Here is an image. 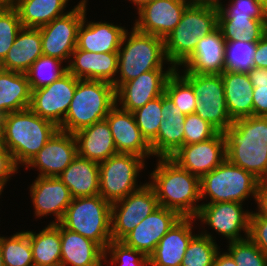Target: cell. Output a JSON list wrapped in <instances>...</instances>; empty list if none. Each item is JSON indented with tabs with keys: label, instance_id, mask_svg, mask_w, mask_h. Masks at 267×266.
Listing matches in <instances>:
<instances>
[{
	"label": "cell",
	"instance_id": "obj_1",
	"mask_svg": "<svg viewBox=\"0 0 267 266\" xmlns=\"http://www.w3.org/2000/svg\"><path fill=\"white\" fill-rule=\"evenodd\" d=\"M223 134L226 159L260 182L267 181V117L237 119Z\"/></svg>",
	"mask_w": 267,
	"mask_h": 266
},
{
	"label": "cell",
	"instance_id": "obj_2",
	"mask_svg": "<svg viewBox=\"0 0 267 266\" xmlns=\"http://www.w3.org/2000/svg\"><path fill=\"white\" fill-rule=\"evenodd\" d=\"M59 130L30 108L0 118L2 145L10 152L15 165H26Z\"/></svg>",
	"mask_w": 267,
	"mask_h": 266
},
{
	"label": "cell",
	"instance_id": "obj_3",
	"mask_svg": "<svg viewBox=\"0 0 267 266\" xmlns=\"http://www.w3.org/2000/svg\"><path fill=\"white\" fill-rule=\"evenodd\" d=\"M159 206L176 211L181 217H195L201 200L200 178L180 167L170 157H159L156 169L150 174Z\"/></svg>",
	"mask_w": 267,
	"mask_h": 266
},
{
	"label": "cell",
	"instance_id": "obj_4",
	"mask_svg": "<svg viewBox=\"0 0 267 266\" xmlns=\"http://www.w3.org/2000/svg\"><path fill=\"white\" fill-rule=\"evenodd\" d=\"M218 27V6L193 0L178 25L164 38L168 62L176 69L193 53L199 39Z\"/></svg>",
	"mask_w": 267,
	"mask_h": 266
},
{
	"label": "cell",
	"instance_id": "obj_5",
	"mask_svg": "<svg viewBox=\"0 0 267 266\" xmlns=\"http://www.w3.org/2000/svg\"><path fill=\"white\" fill-rule=\"evenodd\" d=\"M115 104L113 84L80 79L59 130L74 134L96 122L105 120Z\"/></svg>",
	"mask_w": 267,
	"mask_h": 266
},
{
	"label": "cell",
	"instance_id": "obj_6",
	"mask_svg": "<svg viewBox=\"0 0 267 266\" xmlns=\"http://www.w3.org/2000/svg\"><path fill=\"white\" fill-rule=\"evenodd\" d=\"M130 33L128 36V31L125 32L118 50L117 72H120V79L113 82L115 91L142 73L162 69L164 60L168 62L163 38L139 32L134 27Z\"/></svg>",
	"mask_w": 267,
	"mask_h": 266
},
{
	"label": "cell",
	"instance_id": "obj_7",
	"mask_svg": "<svg viewBox=\"0 0 267 266\" xmlns=\"http://www.w3.org/2000/svg\"><path fill=\"white\" fill-rule=\"evenodd\" d=\"M60 224L96 242L105 251L112 241L111 203L99 194L73 198Z\"/></svg>",
	"mask_w": 267,
	"mask_h": 266
},
{
	"label": "cell",
	"instance_id": "obj_8",
	"mask_svg": "<svg viewBox=\"0 0 267 266\" xmlns=\"http://www.w3.org/2000/svg\"><path fill=\"white\" fill-rule=\"evenodd\" d=\"M259 183L251 173L225 159L200 178V195L201 199L209 195L208 203H242L249 195L255 198Z\"/></svg>",
	"mask_w": 267,
	"mask_h": 266
},
{
	"label": "cell",
	"instance_id": "obj_9",
	"mask_svg": "<svg viewBox=\"0 0 267 266\" xmlns=\"http://www.w3.org/2000/svg\"><path fill=\"white\" fill-rule=\"evenodd\" d=\"M144 165L143 157L131 153H117L100 162L99 195L112 204L138 190L136 178Z\"/></svg>",
	"mask_w": 267,
	"mask_h": 266
},
{
	"label": "cell",
	"instance_id": "obj_10",
	"mask_svg": "<svg viewBox=\"0 0 267 266\" xmlns=\"http://www.w3.org/2000/svg\"><path fill=\"white\" fill-rule=\"evenodd\" d=\"M183 77L192 85L197 97L195 114L223 133L233 121L226 106L222 76L193 74L185 70Z\"/></svg>",
	"mask_w": 267,
	"mask_h": 266
},
{
	"label": "cell",
	"instance_id": "obj_11",
	"mask_svg": "<svg viewBox=\"0 0 267 266\" xmlns=\"http://www.w3.org/2000/svg\"><path fill=\"white\" fill-rule=\"evenodd\" d=\"M158 207V199L153 188L148 183L140 185L138 190L130 193L124 199L112 203V240L121 241Z\"/></svg>",
	"mask_w": 267,
	"mask_h": 266
},
{
	"label": "cell",
	"instance_id": "obj_12",
	"mask_svg": "<svg viewBox=\"0 0 267 266\" xmlns=\"http://www.w3.org/2000/svg\"><path fill=\"white\" fill-rule=\"evenodd\" d=\"M86 0H82L72 11L40 27L43 55L60 60L71 58L77 47L78 29L86 13Z\"/></svg>",
	"mask_w": 267,
	"mask_h": 266
},
{
	"label": "cell",
	"instance_id": "obj_13",
	"mask_svg": "<svg viewBox=\"0 0 267 266\" xmlns=\"http://www.w3.org/2000/svg\"><path fill=\"white\" fill-rule=\"evenodd\" d=\"M79 80L67 71L50 85L32 90L29 108L41 118L60 127Z\"/></svg>",
	"mask_w": 267,
	"mask_h": 266
},
{
	"label": "cell",
	"instance_id": "obj_14",
	"mask_svg": "<svg viewBox=\"0 0 267 266\" xmlns=\"http://www.w3.org/2000/svg\"><path fill=\"white\" fill-rule=\"evenodd\" d=\"M170 158L183 169L201 178L226 159L224 134L218 132L207 141L183 145Z\"/></svg>",
	"mask_w": 267,
	"mask_h": 266
},
{
	"label": "cell",
	"instance_id": "obj_15",
	"mask_svg": "<svg viewBox=\"0 0 267 266\" xmlns=\"http://www.w3.org/2000/svg\"><path fill=\"white\" fill-rule=\"evenodd\" d=\"M238 202H218L201 204L195 218L227 237L229 241L243 240L239 234L243 230L249 235L251 212H244ZM240 235V236H239Z\"/></svg>",
	"mask_w": 267,
	"mask_h": 266
},
{
	"label": "cell",
	"instance_id": "obj_16",
	"mask_svg": "<svg viewBox=\"0 0 267 266\" xmlns=\"http://www.w3.org/2000/svg\"><path fill=\"white\" fill-rule=\"evenodd\" d=\"M162 70H151L123 83L115 91L116 102H120L122 109L133 112L164 94L167 79L175 68L171 65L167 71Z\"/></svg>",
	"mask_w": 267,
	"mask_h": 266
},
{
	"label": "cell",
	"instance_id": "obj_17",
	"mask_svg": "<svg viewBox=\"0 0 267 266\" xmlns=\"http://www.w3.org/2000/svg\"><path fill=\"white\" fill-rule=\"evenodd\" d=\"M193 0H152L139 11L134 28L165 38L180 22L183 11Z\"/></svg>",
	"mask_w": 267,
	"mask_h": 266
},
{
	"label": "cell",
	"instance_id": "obj_18",
	"mask_svg": "<svg viewBox=\"0 0 267 266\" xmlns=\"http://www.w3.org/2000/svg\"><path fill=\"white\" fill-rule=\"evenodd\" d=\"M180 218L181 216L176 211L159 206L129 232L121 242L149 258L161 238Z\"/></svg>",
	"mask_w": 267,
	"mask_h": 266
},
{
	"label": "cell",
	"instance_id": "obj_19",
	"mask_svg": "<svg viewBox=\"0 0 267 266\" xmlns=\"http://www.w3.org/2000/svg\"><path fill=\"white\" fill-rule=\"evenodd\" d=\"M74 134L58 130L44 147L30 160L28 167H38L39 176L56 177L77 157Z\"/></svg>",
	"mask_w": 267,
	"mask_h": 266
},
{
	"label": "cell",
	"instance_id": "obj_20",
	"mask_svg": "<svg viewBox=\"0 0 267 266\" xmlns=\"http://www.w3.org/2000/svg\"><path fill=\"white\" fill-rule=\"evenodd\" d=\"M110 109L105 120L109 124L117 153H131L143 157L153 156L150 144L142 136L133 112L118 108Z\"/></svg>",
	"mask_w": 267,
	"mask_h": 266
},
{
	"label": "cell",
	"instance_id": "obj_21",
	"mask_svg": "<svg viewBox=\"0 0 267 266\" xmlns=\"http://www.w3.org/2000/svg\"><path fill=\"white\" fill-rule=\"evenodd\" d=\"M30 192L35 207V215L41 217L54 214L57 221H52L51 224L60 223L73 199L69 188L58 176H38L31 185Z\"/></svg>",
	"mask_w": 267,
	"mask_h": 266
},
{
	"label": "cell",
	"instance_id": "obj_22",
	"mask_svg": "<svg viewBox=\"0 0 267 266\" xmlns=\"http://www.w3.org/2000/svg\"><path fill=\"white\" fill-rule=\"evenodd\" d=\"M226 41L217 27L199 39L193 53L181 64L188 73L221 75L225 66Z\"/></svg>",
	"mask_w": 267,
	"mask_h": 266
},
{
	"label": "cell",
	"instance_id": "obj_23",
	"mask_svg": "<svg viewBox=\"0 0 267 266\" xmlns=\"http://www.w3.org/2000/svg\"><path fill=\"white\" fill-rule=\"evenodd\" d=\"M161 114L157 137L150 143L153 155L170 157L184 145V121L186 116L176 109L172 100L161 95Z\"/></svg>",
	"mask_w": 267,
	"mask_h": 266
},
{
	"label": "cell",
	"instance_id": "obj_24",
	"mask_svg": "<svg viewBox=\"0 0 267 266\" xmlns=\"http://www.w3.org/2000/svg\"><path fill=\"white\" fill-rule=\"evenodd\" d=\"M74 60L67 71L77 79L105 81L113 84L117 74L118 52L94 53L77 47L72 52Z\"/></svg>",
	"mask_w": 267,
	"mask_h": 266
},
{
	"label": "cell",
	"instance_id": "obj_25",
	"mask_svg": "<svg viewBox=\"0 0 267 266\" xmlns=\"http://www.w3.org/2000/svg\"><path fill=\"white\" fill-rule=\"evenodd\" d=\"M195 217H181L161 238L149 263L154 266H181L187 246L194 236L192 221Z\"/></svg>",
	"mask_w": 267,
	"mask_h": 266
},
{
	"label": "cell",
	"instance_id": "obj_26",
	"mask_svg": "<svg viewBox=\"0 0 267 266\" xmlns=\"http://www.w3.org/2000/svg\"><path fill=\"white\" fill-rule=\"evenodd\" d=\"M85 17L78 29L77 48L94 53L118 52L127 30L106 22L85 24Z\"/></svg>",
	"mask_w": 267,
	"mask_h": 266
},
{
	"label": "cell",
	"instance_id": "obj_27",
	"mask_svg": "<svg viewBox=\"0 0 267 266\" xmlns=\"http://www.w3.org/2000/svg\"><path fill=\"white\" fill-rule=\"evenodd\" d=\"M61 266H103L104 250L94 241L60 224Z\"/></svg>",
	"mask_w": 267,
	"mask_h": 266
},
{
	"label": "cell",
	"instance_id": "obj_28",
	"mask_svg": "<svg viewBox=\"0 0 267 266\" xmlns=\"http://www.w3.org/2000/svg\"><path fill=\"white\" fill-rule=\"evenodd\" d=\"M78 156L97 163L117 154L109 124L106 120L96 122L74 133Z\"/></svg>",
	"mask_w": 267,
	"mask_h": 266
},
{
	"label": "cell",
	"instance_id": "obj_29",
	"mask_svg": "<svg viewBox=\"0 0 267 266\" xmlns=\"http://www.w3.org/2000/svg\"><path fill=\"white\" fill-rule=\"evenodd\" d=\"M41 55L43 52L40 29L22 27L7 56L0 63V68L26 73Z\"/></svg>",
	"mask_w": 267,
	"mask_h": 266
},
{
	"label": "cell",
	"instance_id": "obj_30",
	"mask_svg": "<svg viewBox=\"0 0 267 266\" xmlns=\"http://www.w3.org/2000/svg\"><path fill=\"white\" fill-rule=\"evenodd\" d=\"M224 95L232 121L253 116V84L248 73L224 71Z\"/></svg>",
	"mask_w": 267,
	"mask_h": 266
},
{
	"label": "cell",
	"instance_id": "obj_31",
	"mask_svg": "<svg viewBox=\"0 0 267 266\" xmlns=\"http://www.w3.org/2000/svg\"><path fill=\"white\" fill-rule=\"evenodd\" d=\"M58 178L69 188L73 198L99 194V163L77 157Z\"/></svg>",
	"mask_w": 267,
	"mask_h": 266
},
{
	"label": "cell",
	"instance_id": "obj_32",
	"mask_svg": "<svg viewBox=\"0 0 267 266\" xmlns=\"http://www.w3.org/2000/svg\"><path fill=\"white\" fill-rule=\"evenodd\" d=\"M31 89L26 73L0 68V118L29 108Z\"/></svg>",
	"mask_w": 267,
	"mask_h": 266
},
{
	"label": "cell",
	"instance_id": "obj_33",
	"mask_svg": "<svg viewBox=\"0 0 267 266\" xmlns=\"http://www.w3.org/2000/svg\"><path fill=\"white\" fill-rule=\"evenodd\" d=\"M34 266H61L60 223L49 224L38 234L27 231Z\"/></svg>",
	"mask_w": 267,
	"mask_h": 266
},
{
	"label": "cell",
	"instance_id": "obj_34",
	"mask_svg": "<svg viewBox=\"0 0 267 266\" xmlns=\"http://www.w3.org/2000/svg\"><path fill=\"white\" fill-rule=\"evenodd\" d=\"M68 0H20L15 7L20 22L26 28H40L63 13Z\"/></svg>",
	"mask_w": 267,
	"mask_h": 266
},
{
	"label": "cell",
	"instance_id": "obj_35",
	"mask_svg": "<svg viewBox=\"0 0 267 266\" xmlns=\"http://www.w3.org/2000/svg\"><path fill=\"white\" fill-rule=\"evenodd\" d=\"M265 22L266 19L218 18V27L225 41L257 43L264 36Z\"/></svg>",
	"mask_w": 267,
	"mask_h": 266
},
{
	"label": "cell",
	"instance_id": "obj_36",
	"mask_svg": "<svg viewBox=\"0 0 267 266\" xmlns=\"http://www.w3.org/2000/svg\"><path fill=\"white\" fill-rule=\"evenodd\" d=\"M4 266H34L29 234L17 232L12 237H0Z\"/></svg>",
	"mask_w": 267,
	"mask_h": 266
},
{
	"label": "cell",
	"instance_id": "obj_37",
	"mask_svg": "<svg viewBox=\"0 0 267 266\" xmlns=\"http://www.w3.org/2000/svg\"><path fill=\"white\" fill-rule=\"evenodd\" d=\"M177 69L167 79L165 94L172 100L176 109L186 116L195 113L197 97L192 85L182 75L180 76Z\"/></svg>",
	"mask_w": 267,
	"mask_h": 266
},
{
	"label": "cell",
	"instance_id": "obj_38",
	"mask_svg": "<svg viewBox=\"0 0 267 266\" xmlns=\"http://www.w3.org/2000/svg\"><path fill=\"white\" fill-rule=\"evenodd\" d=\"M62 62L58 58L41 55L26 72L31 91L50 85L64 75L67 72V66L61 68Z\"/></svg>",
	"mask_w": 267,
	"mask_h": 266
},
{
	"label": "cell",
	"instance_id": "obj_39",
	"mask_svg": "<svg viewBox=\"0 0 267 266\" xmlns=\"http://www.w3.org/2000/svg\"><path fill=\"white\" fill-rule=\"evenodd\" d=\"M206 233L191 238L181 266H213L219 248L212 236Z\"/></svg>",
	"mask_w": 267,
	"mask_h": 266
},
{
	"label": "cell",
	"instance_id": "obj_40",
	"mask_svg": "<svg viewBox=\"0 0 267 266\" xmlns=\"http://www.w3.org/2000/svg\"><path fill=\"white\" fill-rule=\"evenodd\" d=\"M255 50L256 43L226 41L224 71L248 73L254 68Z\"/></svg>",
	"mask_w": 267,
	"mask_h": 266
},
{
	"label": "cell",
	"instance_id": "obj_41",
	"mask_svg": "<svg viewBox=\"0 0 267 266\" xmlns=\"http://www.w3.org/2000/svg\"><path fill=\"white\" fill-rule=\"evenodd\" d=\"M133 114L142 136L150 144L157 137L160 123L163 120L161 95L133 111Z\"/></svg>",
	"mask_w": 267,
	"mask_h": 266
},
{
	"label": "cell",
	"instance_id": "obj_42",
	"mask_svg": "<svg viewBox=\"0 0 267 266\" xmlns=\"http://www.w3.org/2000/svg\"><path fill=\"white\" fill-rule=\"evenodd\" d=\"M229 243V254L237 266H267V255L249 237Z\"/></svg>",
	"mask_w": 267,
	"mask_h": 266
},
{
	"label": "cell",
	"instance_id": "obj_43",
	"mask_svg": "<svg viewBox=\"0 0 267 266\" xmlns=\"http://www.w3.org/2000/svg\"><path fill=\"white\" fill-rule=\"evenodd\" d=\"M22 27L15 8H0V63L7 56Z\"/></svg>",
	"mask_w": 267,
	"mask_h": 266
},
{
	"label": "cell",
	"instance_id": "obj_44",
	"mask_svg": "<svg viewBox=\"0 0 267 266\" xmlns=\"http://www.w3.org/2000/svg\"><path fill=\"white\" fill-rule=\"evenodd\" d=\"M228 8L218 6V18L267 19V8L257 0H233Z\"/></svg>",
	"mask_w": 267,
	"mask_h": 266
},
{
	"label": "cell",
	"instance_id": "obj_45",
	"mask_svg": "<svg viewBox=\"0 0 267 266\" xmlns=\"http://www.w3.org/2000/svg\"><path fill=\"white\" fill-rule=\"evenodd\" d=\"M107 253H111V264L120 263V266H147L149 262L148 257L143 255L140 251L126 246L121 241L112 240L104 251V263L106 261Z\"/></svg>",
	"mask_w": 267,
	"mask_h": 266
},
{
	"label": "cell",
	"instance_id": "obj_46",
	"mask_svg": "<svg viewBox=\"0 0 267 266\" xmlns=\"http://www.w3.org/2000/svg\"><path fill=\"white\" fill-rule=\"evenodd\" d=\"M218 131L206 120L193 113L184 121V145L204 142L214 137Z\"/></svg>",
	"mask_w": 267,
	"mask_h": 266
},
{
	"label": "cell",
	"instance_id": "obj_47",
	"mask_svg": "<svg viewBox=\"0 0 267 266\" xmlns=\"http://www.w3.org/2000/svg\"><path fill=\"white\" fill-rule=\"evenodd\" d=\"M248 237L267 255V218L251 212Z\"/></svg>",
	"mask_w": 267,
	"mask_h": 266
},
{
	"label": "cell",
	"instance_id": "obj_48",
	"mask_svg": "<svg viewBox=\"0 0 267 266\" xmlns=\"http://www.w3.org/2000/svg\"><path fill=\"white\" fill-rule=\"evenodd\" d=\"M18 167L15 165L10 152L3 146H0V186L4 188L12 174L17 172Z\"/></svg>",
	"mask_w": 267,
	"mask_h": 266
},
{
	"label": "cell",
	"instance_id": "obj_49",
	"mask_svg": "<svg viewBox=\"0 0 267 266\" xmlns=\"http://www.w3.org/2000/svg\"><path fill=\"white\" fill-rule=\"evenodd\" d=\"M253 116L267 117V85H253Z\"/></svg>",
	"mask_w": 267,
	"mask_h": 266
},
{
	"label": "cell",
	"instance_id": "obj_50",
	"mask_svg": "<svg viewBox=\"0 0 267 266\" xmlns=\"http://www.w3.org/2000/svg\"><path fill=\"white\" fill-rule=\"evenodd\" d=\"M253 57L254 68L267 69V37L265 35L256 43Z\"/></svg>",
	"mask_w": 267,
	"mask_h": 266
},
{
	"label": "cell",
	"instance_id": "obj_51",
	"mask_svg": "<svg viewBox=\"0 0 267 266\" xmlns=\"http://www.w3.org/2000/svg\"><path fill=\"white\" fill-rule=\"evenodd\" d=\"M255 200L259 209V212H256L255 214L267 218V181L259 183Z\"/></svg>",
	"mask_w": 267,
	"mask_h": 266
},
{
	"label": "cell",
	"instance_id": "obj_52",
	"mask_svg": "<svg viewBox=\"0 0 267 266\" xmlns=\"http://www.w3.org/2000/svg\"><path fill=\"white\" fill-rule=\"evenodd\" d=\"M248 74L253 85H267V69L252 68Z\"/></svg>",
	"mask_w": 267,
	"mask_h": 266
},
{
	"label": "cell",
	"instance_id": "obj_53",
	"mask_svg": "<svg viewBox=\"0 0 267 266\" xmlns=\"http://www.w3.org/2000/svg\"><path fill=\"white\" fill-rule=\"evenodd\" d=\"M213 266H237V265L229 253L226 252L220 255V252L218 251L215 256Z\"/></svg>",
	"mask_w": 267,
	"mask_h": 266
},
{
	"label": "cell",
	"instance_id": "obj_54",
	"mask_svg": "<svg viewBox=\"0 0 267 266\" xmlns=\"http://www.w3.org/2000/svg\"><path fill=\"white\" fill-rule=\"evenodd\" d=\"M20 0H0V8H15Z\"/></svg>",
	"mask_w": 267,
	"mask_h": 266
},
{
	"label": "cell",
	"instance_id": "obj_55",
	"mask_svg": "<svg viewBox=\"0 0 267 266\" xmlns=\"http://www.w3.org/2000/svg\"><path fill=\"white\" fill-rule=\"evenodd\" d=\"M132 1L135 5H137L138 7V11L146 4H148L149 2H151L152 0H130Z\"/></svg>",
	"mask_w": 267,
	"mask_h": 266
},
{
	"label": "cell",
	"instance_id": "obj_56",
	"mask_svg": "<svg viewBox=\"0 0 267 266\" xmlns=\"http://www.w3.org/2000/svg\"><path fill=\"white\" fill-rule=\"evenodd\" d=\"M203 1L209 2V3L216 5V6H219L221 4V2H219V0H203Z\"/></svg>",
	"mask_w": 267,
	"mask_h": 266
},
{
	"label": "cell",
	"instance_id": "obj_57",
	"mask_svg": "<svg viewBox=\"0 0 267 266\" xmlns=\"http://www.w3.org/2000/svg\"><path fill=\"white\" fill-rule=\"evenodd\" d=\"M0 266H4L3 258H2V252L0 248Z\"/></svg>",
	"mask_w": 267,
	"mask_h": 266
},
{
	"label": "cell",
	"instance_id": "obj_58",
	"mask_svg": "<svg viewBox=\"0 0 267 266\" xmlns=\"http://www.w3.org/2000/svg\"><path fill=\"white\" fill-rule=\"evenodd\" d=\"M257 1L261 2L267 8V0H257Z\"/></svg>",
	"mask_w": 267,
	"mask_h": 266
},
{
	"label": "cell",
	"instance_id": "obj_59",
	"mask_svg": "<svg viewBox=\"0 0 267 266\" xmlns=\"http://www.w3.org/2000/svg\"><path fill=\"white\" fill-rule=\"evenodd\" d=\"M264 35L267 37V19H266V22H265V33Z\"/></svg>",
	"mask_w": 267,
	"mask_h": 266
},
{
	"label": "cell",
	"instance_id": "obj_60",
	"mask_svg": "<svg viewBox=\"0 0 267 266\" xmlns=\"http://www.w3.org/2000/svg\"><path fill=\"white\" fill-rule=\"evenodd\" d=\"M2 145V142H1V133H0V146Z\"/></svg>",
	"mask_w": 267,
	"mask_h": 266
},
{
	"label": "cell",
	"instance_id": "obj_61",
	"mask_svg": "<svg viewBox=\"0 0 267 266\" xmlns=\"http://www.w3.org/2000/svg\"><path fill=\"white\" fill-rule=\"evenodd\" d=\"M2 190H3V188L0 186V195H1Z\"/></svg>",
	"mask_w": 267,
	"mask_h": 266
},
{
	"label": "cell",
	"instance_id": "obj_62",
	"mask_svg": "<svg viewBox=\"0 0 267 266\" xmlns=\"http://www.w3.org/2000/svg\"><path fill=\"white\" fill-rule=\"evenodd\" d=\"M147 266H154V265H152V264H150L149 262L147 263Z\"/></svg>",
	"mask_w": 267,
	"mask_h": 266
}]
</instances>
